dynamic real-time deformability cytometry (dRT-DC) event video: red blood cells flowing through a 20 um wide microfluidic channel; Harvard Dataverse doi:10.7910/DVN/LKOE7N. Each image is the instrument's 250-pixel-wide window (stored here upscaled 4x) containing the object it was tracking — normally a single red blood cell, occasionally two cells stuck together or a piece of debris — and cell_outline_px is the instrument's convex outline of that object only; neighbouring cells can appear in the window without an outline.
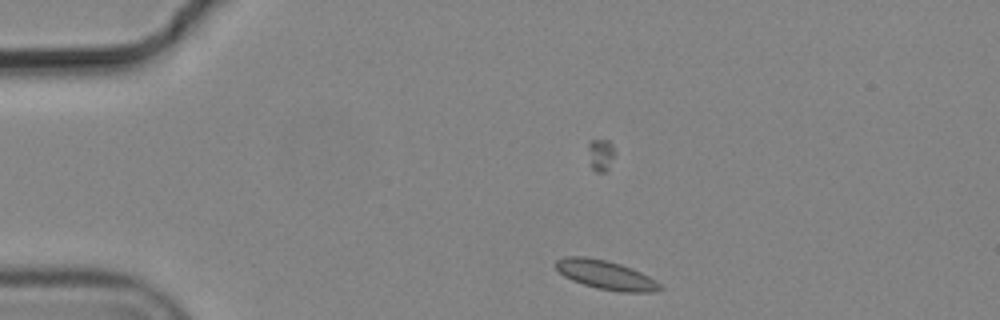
{"species": "common noctule bat (a hibernating species)", "species_latin": "Nyctalus noctula", "temperature_condition": "cold", "stored_images_in_passage": 6, "camera_frame_rate_fps": 3000, "um_per_image_px": 0.085, "animal": {"sex": "male", "body_mass_g": 19.2, "forearm_length_mm": 51.8}, "frame": {"image": 1, "passage_image": 5, "time_ms": 1.333, "image_size_px": [1000, 320], "cell_outline_px": [[664, 288], [656, 292], [620, 292], [596, 288], [572, 280], [564, 276], [552, 264], [556, 260], [568, 256], [584, 256], [604, 260], [620, 264], [632, 268], [656, 280]], "centroid_in_image_um": [51.49, 23.37], "position_along_channel_um": 33.5, "area_um2": 17.63}}